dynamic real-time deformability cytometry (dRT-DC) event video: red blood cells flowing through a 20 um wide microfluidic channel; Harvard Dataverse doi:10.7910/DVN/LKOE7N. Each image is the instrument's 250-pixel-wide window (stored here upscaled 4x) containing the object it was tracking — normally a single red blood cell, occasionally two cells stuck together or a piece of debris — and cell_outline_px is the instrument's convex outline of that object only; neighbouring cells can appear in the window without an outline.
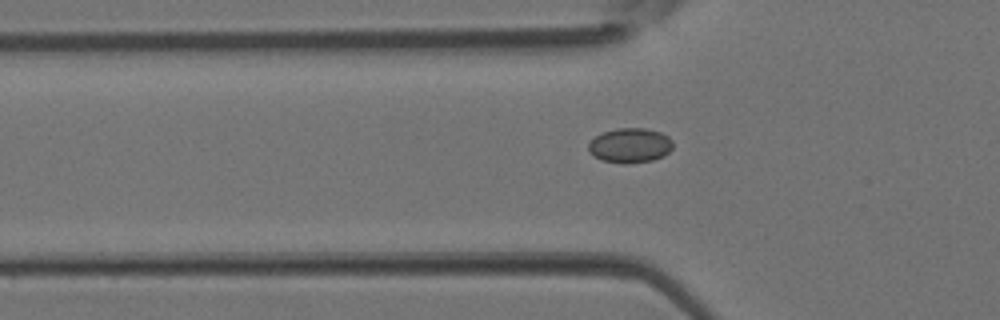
{"species": "Egyptian fruit bat (a non-hibernating species)", "species_latin": "Rousettus aegyptiacus", "temperature_condition": "room temperature", "stored_images_in_passage": 5, "camera_frame_rate_fps": 3000, "um_per_image_px": 0.085, "animal": {"sex": "female"}, "frame": {"image": 1, "passage_image": 5, "time_ms": 1.333, "image_size_px": [1000, 320], "cell_outline_px": [[672, 148], [664, 156], [652, 160], [628, 164], [624, 164], [604, 160], [592, 156], [588, 148], [588, 144], [596, 136], [604, 132], [616, 128], [644, 128], [660, 132], [668, 136], [672, 140]], "centroid_in_image_um": [53.56, 12.36], "position_along_channel_um": 72.2, "area_um2": 17.05}}